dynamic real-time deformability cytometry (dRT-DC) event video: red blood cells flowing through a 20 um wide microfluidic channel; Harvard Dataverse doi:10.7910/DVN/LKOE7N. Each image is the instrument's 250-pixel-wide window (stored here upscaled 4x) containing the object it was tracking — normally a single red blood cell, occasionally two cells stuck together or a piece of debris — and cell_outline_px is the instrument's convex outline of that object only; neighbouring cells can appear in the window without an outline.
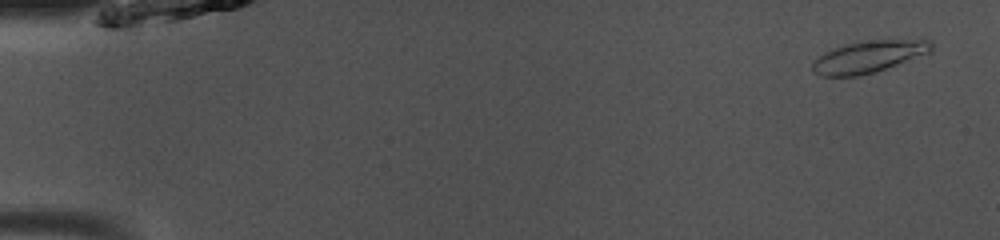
{"species": "common noctule bat (a hibernating species)", "species_latin": "Nyctalus noctula", "temperature_condition": "room temperature", "stored_images_in_passage": 50, "camera_frame_rate_fps": 3000, "um_per_image_px": 0.085, "animal": {"sex": "male", "body_mass_g": 13.0, "forearm_length_mm": 53.1}, "frame": {"image": 1, "passage_image": 3, "time_ms": 0.667, "image_size_px": [1000, 240], "cell_outline_px": [[932, 52], [876, 72], [860, 76], [820, 76], [812, 72], [812, 64], [824, 52], [844, 44], [864, 40], [924, 36], [932, 40]], "centroid_in_image_um": [73.97, 4.76], "position_along_channel_um": 11.0, "area_um2": 23.18}}
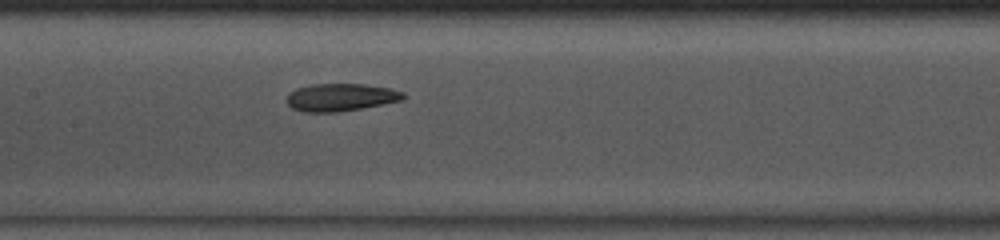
{"frame": {"image": 2, "passage_image": 25, "time_ms": 8.0, "image_size_px": [1000, 240], "cell_outline_px": [[408, 96], [404, 100], [360, 108], [336, 112], [304, 112], [292, 108], [288, 104], [288, 92], [296, 88], [312, 84], [364, 84], [392, 88], [404, 92]], "centroid_in_image_um": [29.0, 8.26], "position_along_channel_um": 178.4, "area_um2": 18.84}}
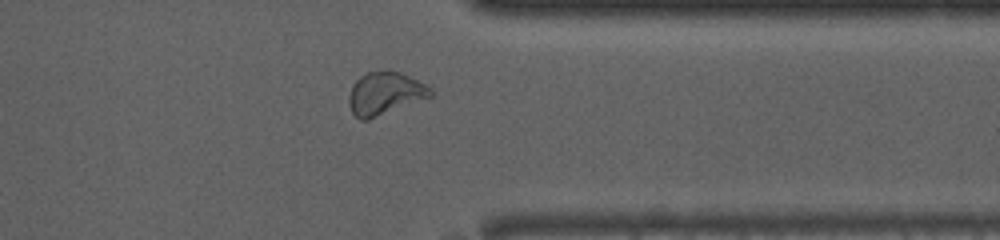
{"frame": {"image": 3, "passage_image": 40, "time_ms": 13.0, "image_size_px": [1000, 240], "cell_outline_px": [[432, 96], [368, 120], [360, 120], [352, 112], [348, 104], [348, 96], [352, 84], [360, 76], [368, 72], [388, 68], [400, 72], [432, 88]], "centroid_in_image_um": [32.68, 7.92], "position_along_channel_um": 378.7, "area_um2": 20.52}, "authors_computed_cell_mechanics": {"area_um2": 20.4612, "velocity_mm_per_s": 4.0669, "shape_relaxation_time_tau1_ms": 4.055, "shape_relaxation_time_tau2_ms": 2.4826, "deformation_change_tau1": 0.1285, "deformation_change_tau2": 0.074}}